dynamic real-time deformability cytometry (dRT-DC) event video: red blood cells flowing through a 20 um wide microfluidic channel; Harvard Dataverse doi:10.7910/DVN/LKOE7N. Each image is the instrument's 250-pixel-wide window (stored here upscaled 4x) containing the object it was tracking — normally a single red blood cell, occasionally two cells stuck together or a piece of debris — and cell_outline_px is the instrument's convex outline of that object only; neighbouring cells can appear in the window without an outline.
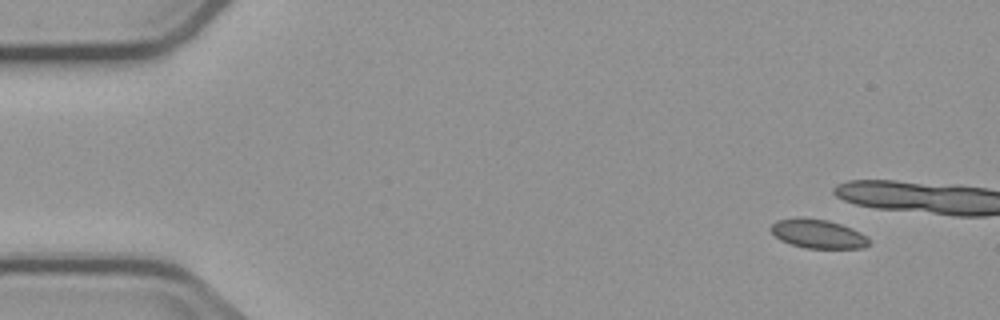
{"species": "common noctule bat (a hibernating species)", "species_latin": "Nyctalus noctula", "temperature_condition": "cold", "stored_images_in_passage": 5, "camera_frame_rate_fps": 3000, "um_per_image_px": 0.085, "animal": {"sex": "male", "body_mass_g": 23.1, "forearm_length_mm": 52.7}, "frame": {"image": 1, "passage_image": 1, "time_ms": 0.0, "image_size_px": [1000, 320], "cell_outline_px": [[868, 244], [864, 248], [804, 248], [780, 240], [768, 228], [776, 220], [800, 216], [828, 220], [852, 228], [868, 236]], "centroid_in_image_um": [69.5, 19.86], "position_along_channel_um": 15.5, "area_um2": 16.7}}